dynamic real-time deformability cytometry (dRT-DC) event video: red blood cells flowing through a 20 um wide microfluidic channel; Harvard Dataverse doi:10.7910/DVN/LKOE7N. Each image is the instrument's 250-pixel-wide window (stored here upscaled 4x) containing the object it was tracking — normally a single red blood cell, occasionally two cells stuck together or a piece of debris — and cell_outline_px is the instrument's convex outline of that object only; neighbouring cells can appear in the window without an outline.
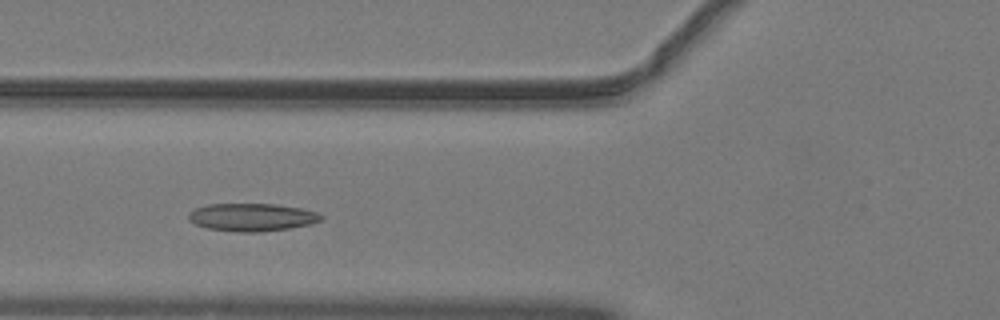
{"species": "common noctule bat (a hibernating species)", "species_latin": "Nyctalus noctula", "temperature_condition": "warm", "stored_images_in_passage": 42, "camera_frame_rate_fps": 3000, "um_per_image_px": 0.085, "animal": {"sex": "male", "body_mass_g": 19.2, "forearm_length_mm": 51.8}, "frame": {"image": 1, "passage_image": 11, "time_ms": 3.333, "image_size_px": [1000, 320], "cell_outline_px": [[324, 216], [320, 220], [308, 224], [288, 228], [260, 232], [240, 232], [208, 228], [196, 224], [188, 220], [188, 212], [196, 208], [208, 204], [276, 204], [300, 208], [316, 212]], "centroid_in_image_um": [21.38, 18.46], "position_along_channel_um": 104.4, "area_um2": 21.27}}
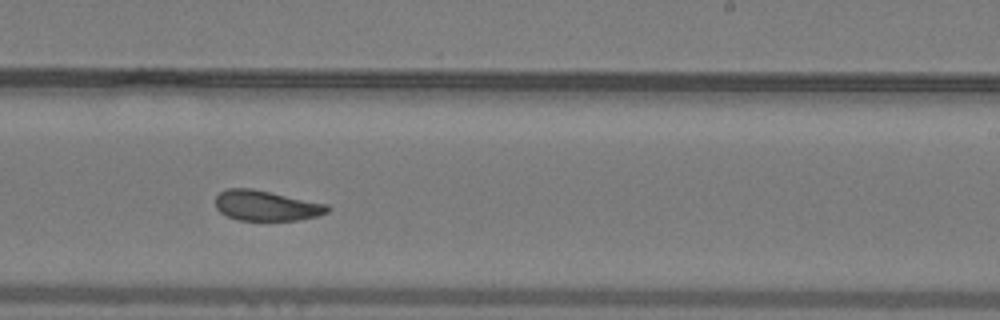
{"frame": {"image": 2, "passage_image": 23, "time_ms": 7.333, "image_size_px": [1000, 320], "cell_outline_px": [[328, 212], [316, 216], [300, 220], [240, 220], [228, 216], [220, 212], [216, 208], [216, 196], [220, 192], [228, 188], [252, 188], [328, 204]], "centroid_in_image_um": [22.62, 17.47], "position_along_channel_um": 266.4, "area_um2": 19.65}}
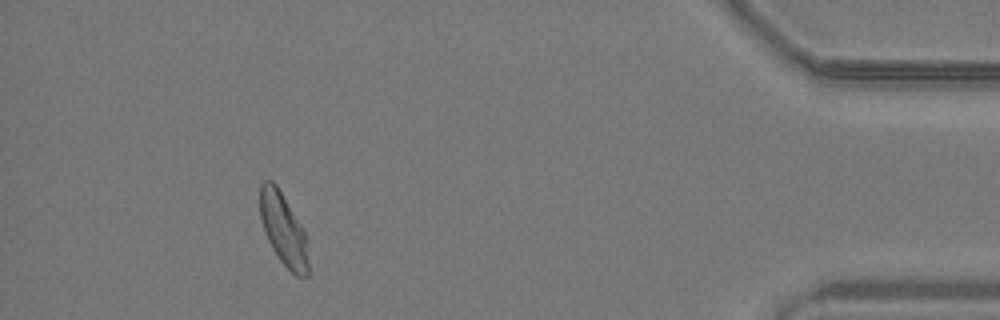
{"frame": {"image": 3, "passage_image": 38, "time_ms": 12.333, "image_size_px": [1000, 320], "cell_outline_px": [[308, 276], [296, 276], [280, 260], [272, 248], [264, 232], [260, 220], [260, 184], [264, 180], [272, 180], [276, 184], [304, 228], [308, 264]], "centroid_in_image_um": [24.07, 19.46], "position_along_channel_um": 411.1, "area_um2": 20.29}, "authors_computed_cell_mechanics": {"area_um2": 20.6346, "velocity_mm_per_s": 4.0484, "shape_relaxation_time_tau1_ms": 7.0755, "shape_relaxation_time_tau2_ms": 3.1478, "deformation_change_tau1": 0.1751, "deformation_change_tau2": 0.0643}}